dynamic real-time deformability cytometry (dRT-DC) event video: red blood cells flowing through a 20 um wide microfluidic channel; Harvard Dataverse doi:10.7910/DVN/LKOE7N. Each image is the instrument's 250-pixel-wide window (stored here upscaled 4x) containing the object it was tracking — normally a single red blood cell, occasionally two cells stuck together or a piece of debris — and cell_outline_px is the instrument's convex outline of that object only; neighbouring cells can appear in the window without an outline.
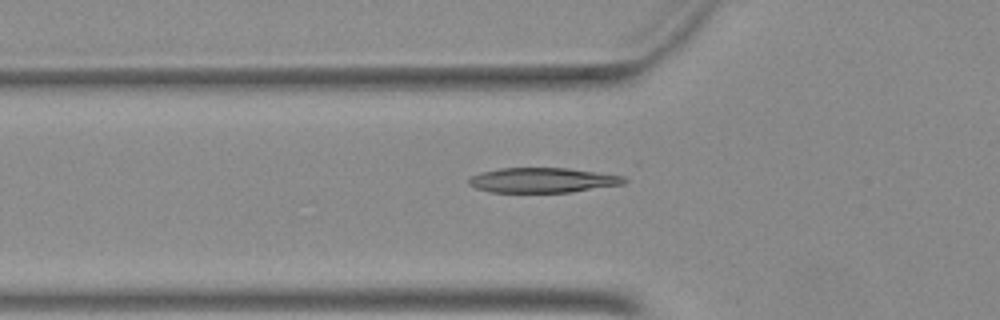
{"species": "Egyptian fruit bat (a non-hibernating species)", "species_latin": "Rousettus aegyptiacus", "temperature_condition": "warm", "stored_images_in_passage": 38, "camera_frame_rate_fps": 3000, "um_per_image_px": 0.085, "animal": {"sex": "female"}, "frame": {"image": 1, "passage_image": 6, "time_ms": 1.667, "image_size_px": [1000, 320], "cell_outline_px": [[628, 180], [624, 184], [572, 192], [488, 192], [476, 188], [468, 184], [468, 180], [472, 176], [480, 172], [500, 168], [568, 168], [628, 172]], "centroid_in_image_um": [46.37, 15.29], "position_along_channel_um": 79.4, "area_um2": 23.64}}
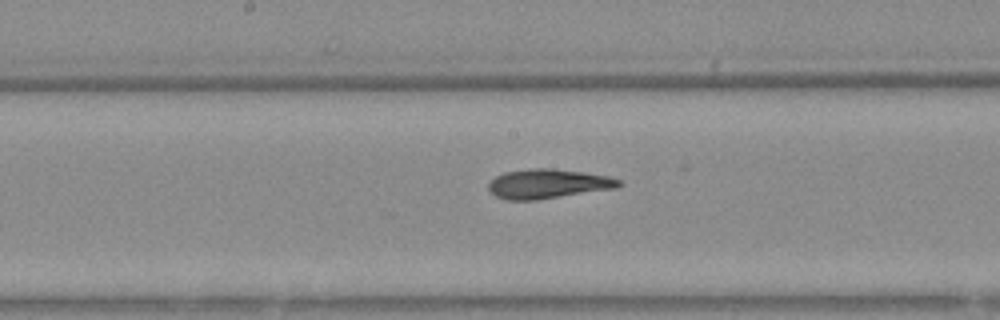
{"frame": {"image": 2, "passage_image": 15, "time_ms": 4.667, "image_size_px": [1000, 320], "cell_outline_px": [[624, 184], [616, 188], [536, 200], [504, 200], [496, 196], [488, 188], [488, 184], [496, 176], [504, 172], [528, 168], [552, 168], [608, 176], [620, 180]], "centroid_in_image_um": [46.56, 15.62], "position_along_channel_um": 201.6, "area_um2": 22.31}}
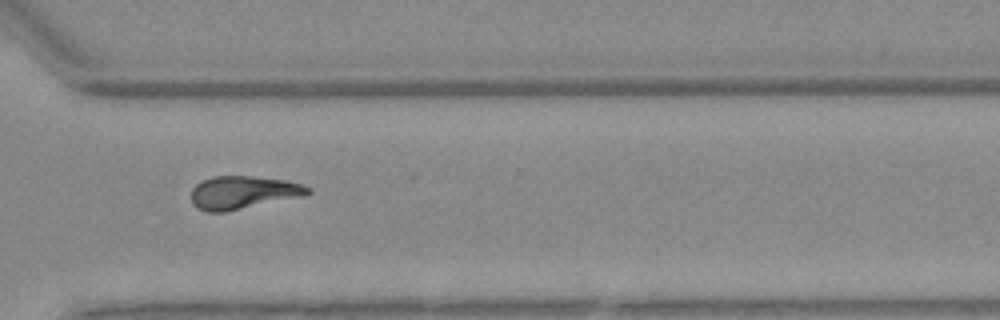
{"frame": {"image": 3, "passage_image": 26, "time_ms": 8.333, "image_size_px": [1000, 320], "cell_outline_px": [[312, 192], [304, 196], [224, 212], [204, 212], [196, 208], [192, 204], [192, 188], [200, 180], [212, 176], [248, 176], [284, 180], [300, 184], [312, 188]], "centroid_in_image_um": [20.63, 16.37], "position_along_channel_um": 350.0, "area_um2": 22.54}}